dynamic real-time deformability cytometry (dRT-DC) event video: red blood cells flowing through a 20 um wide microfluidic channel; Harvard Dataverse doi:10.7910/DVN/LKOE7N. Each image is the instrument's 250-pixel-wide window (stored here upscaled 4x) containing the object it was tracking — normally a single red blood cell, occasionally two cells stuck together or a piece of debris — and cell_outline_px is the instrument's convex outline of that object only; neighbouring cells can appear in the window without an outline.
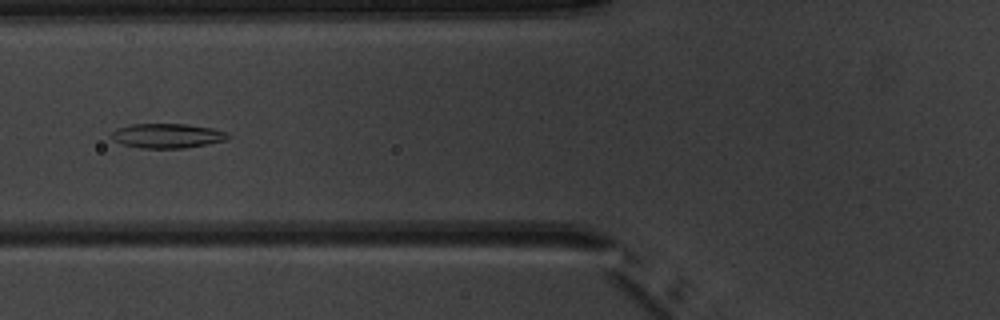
{"species": "common noctule bat (a hibernating species)", "species_latin": "Nyctalus noctula", "temperature_condition": "warm", "stored_images_in_passage": 6, "camera_frame_rate_fps": 3000, "um_per_image_px": 0.085, "animal": {"sex": "male", "body_mass_g": 20.1, "forearm_length_mm": 53.5}, "frame": {"image": 1, "passage_image": 6, "time_ms": 6.667, "image_size_px": [1000, 320], "cell_outline_px": [[232, 136], [224, 140], [208, 144], [184, 148], [140, 148], [124, 144], [112, 140], [108, 136], [116, 128], [132, 124], [188, 124], [212, 128], [228, 132]], "centroid_in_image_um": [14.2, 11.53], "position_along_channel_um": 111.6, "area_um2": 16.82}}